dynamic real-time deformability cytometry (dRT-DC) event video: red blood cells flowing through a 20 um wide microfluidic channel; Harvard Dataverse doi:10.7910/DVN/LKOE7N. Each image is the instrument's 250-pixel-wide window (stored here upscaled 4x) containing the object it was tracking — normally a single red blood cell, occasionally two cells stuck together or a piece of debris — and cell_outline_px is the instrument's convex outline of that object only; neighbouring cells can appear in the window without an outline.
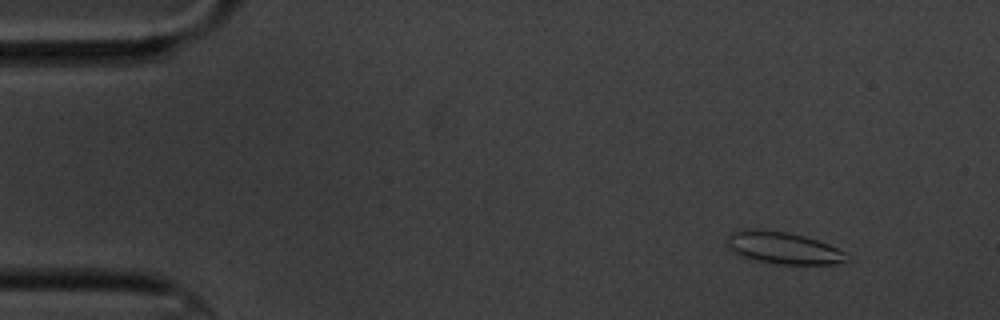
{"species": "common noctule bat (a hibernating species)", "species_latin": "Nyctalus noctula", "temperature_condition": "cold", "stored_images_in_passage": 4, "camera_frame_rate_fps": 3000, "um_per_image_px": 0.085, "animal": {"sex": "male", "body_mass_g": 20.1, "forearm_length_mm": 53.5}, "frame": {"image": 1, "passage_image": 1, "time_ms": 0.0, "image_size_px": [1000, 320], "cell_outline_px": [[852, 256], [848, 260], [836, 264], [772, 264], [740, 256], [732, 252], [728, 244], [728, 236], [732, 232], [788, 232], [804, 236], [828, 244], [848, 252]], "centroid_in_image_um": [66.71, 21.14], "position_along_channel_um": 18.3, "area_um2": 21.73}}
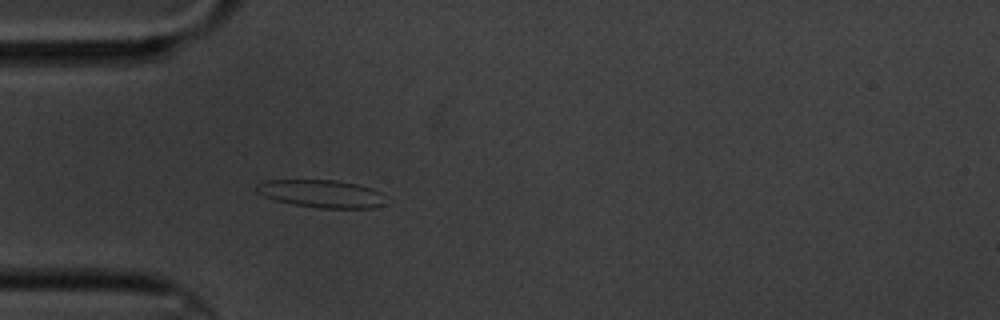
{"frame": {"image": 2, "passage_image": 4, "time_ms": 3.667, "image_size_px": [1000, 320], "cell_outline_px": [[384, 204], [376, 208], [320, 208], [292, 204], [276, 200], [264, 196], [256, 192], [256, 184], [268, 180], [336, 180], [356, 184], [372, 188], [380, 192]], "centroid_in_image_um": [27.3, 16.46], "position_along_channel_um": 57.7, "area_um2": 20.75}}